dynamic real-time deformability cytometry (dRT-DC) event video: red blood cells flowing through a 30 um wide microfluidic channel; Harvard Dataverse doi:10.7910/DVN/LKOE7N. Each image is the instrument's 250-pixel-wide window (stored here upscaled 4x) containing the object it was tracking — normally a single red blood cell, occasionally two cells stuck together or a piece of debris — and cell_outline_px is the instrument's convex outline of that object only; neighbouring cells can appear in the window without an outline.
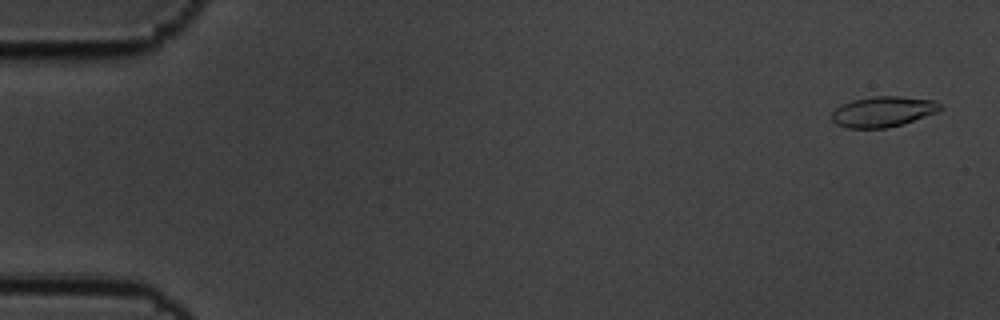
{"species": "common noctule bat (a hibernating species)", "species_latin": "Nyctalus noctula", "temperature_condition": "cold", "stored_images_in_passage": 7, "camera_frame_rate_fps": 3000, "um_per_image_px": 0.085, "animal": {"sex": "male", "body_mass_g": 19.5, "forearm_length_mm": 54.6}, "frame": {"image": 1, "passage_image": 1, "time_ms": 0.0, "image_size_px": [1000, 320], "cell_outline_px": [[944, 108], [936, 112], [904, 124], [888, 128], [848, 128], [836, 124], [832, 120], [832, 112], [840, 104], [852, 100], [872, 96], [900, 96], [936, 100]], "centroid_in_image_um": [75.06, 9.48], "position_along_channel_um": 9.9, "area_um2": 19.48}}
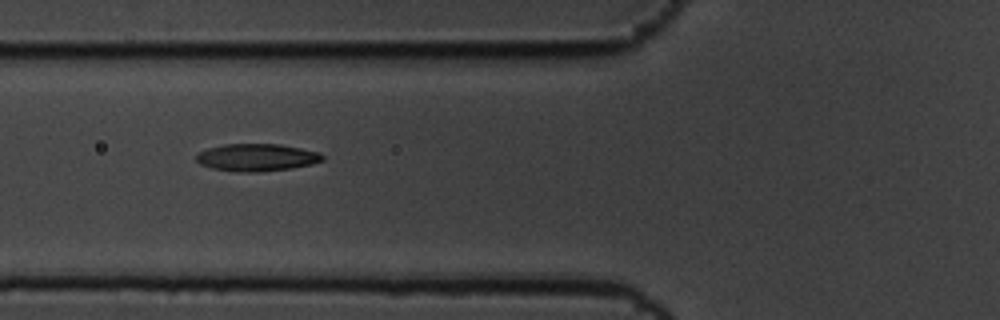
{"frame": {"image": 2, "passage_image": 6, "time_ms": 1.667, "image_size_px": [1000, 320], "cell_outline_px": [[324, 160], [312, 164], [292, 168], [260, 172], [240, 172], [212, 168], [200, 164], [196, 160], [196, 156], [200, 152], [208, 148], [224, 144], [280, 144], [320, 152], [324, 156]], "centroid_in_image_um": [21.85, 13.38], "position_along_channel_um": 104.0, "area_um2": 20.17}}
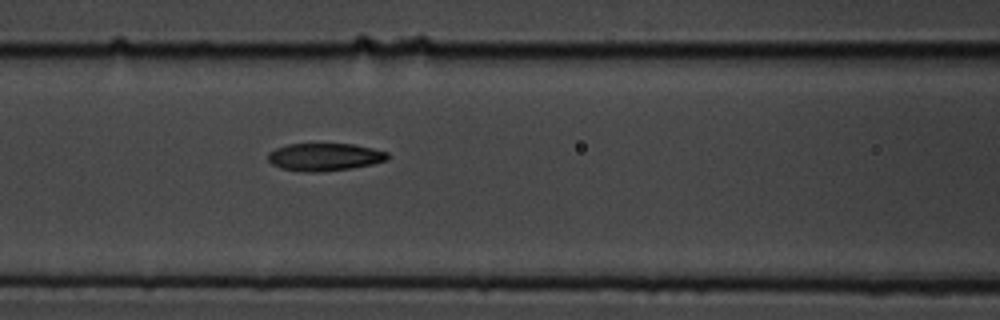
{"frame": {"image": 3, "passage_image": 7, "time_ms": 2.0, "image_size_px": [1000, 320], "cell_outline_px": [[388, 160], [372, 164], [352, 168], [320, 172], [308, 172], [280, 168], [272, 164], [268, 160], [268, 152], [276, 148], [288, 144], [352, 144], [372, 148], [388, 152]], "centroid_in_image_um": [27.59, 13.34], "position_along_channel_um": 139.0, "area_um2": 19.25}}